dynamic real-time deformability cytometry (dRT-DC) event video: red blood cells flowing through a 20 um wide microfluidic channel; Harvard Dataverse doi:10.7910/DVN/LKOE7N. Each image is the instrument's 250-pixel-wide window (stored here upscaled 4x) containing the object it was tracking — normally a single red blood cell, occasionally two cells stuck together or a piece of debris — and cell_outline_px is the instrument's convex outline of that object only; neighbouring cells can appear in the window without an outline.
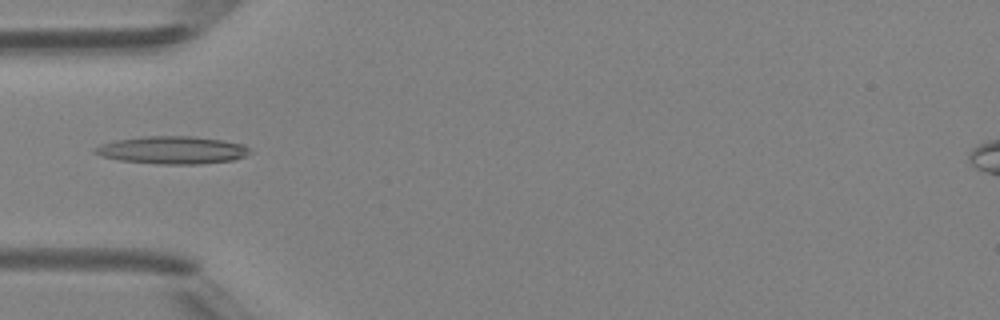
{"species": "Egyptian fruit bat (a non-hibernating species)", "species_latin": "Rousettus aegyptiacus", "temperature_condition": "room temperature", "stored_images_in_passage": 45, "camera_frame_rate_fps": 3000, "um_per_image_px": 0.085, "animal": {"sex": "female"}, "frame": {"image": 1, "passage_image": 13, "time_ms": 4.0, "image_size_px": [1000, 320], "cell_outline_px": [[252, 152], [244, 156], [232, 160], [200, 164], [156, 164], [120, 160], [100, 156], [92, 152], [92, 148], [100, 144], [116, 140], [144, 136], [192, 136], [224, 140], [244, 144]], "centroid_in_image_um": [14.62, 12.75], "position_along_channel_um": 70.4, "area_um2": 25.14}}
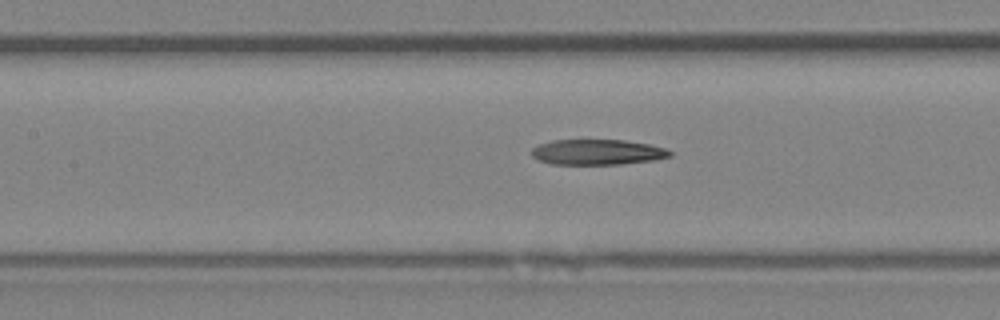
{"frame": {"image": 2, "passage_image": 19, "time_ms": 6.0, "image_size_px": [1000, 320], "cell_outline_px": [[672, 156], [656, 160], [620, 164], [552, 164], [540, 160], [532, 156], [532, 148], [540, 144], [552, 140], [624, 140], [648, 144], [668, 148], [672, 152]], "centroid_in_image_um": [50.83, 12.93], "position_along_channel_um": 156.6, "area_um2": 20.52}}
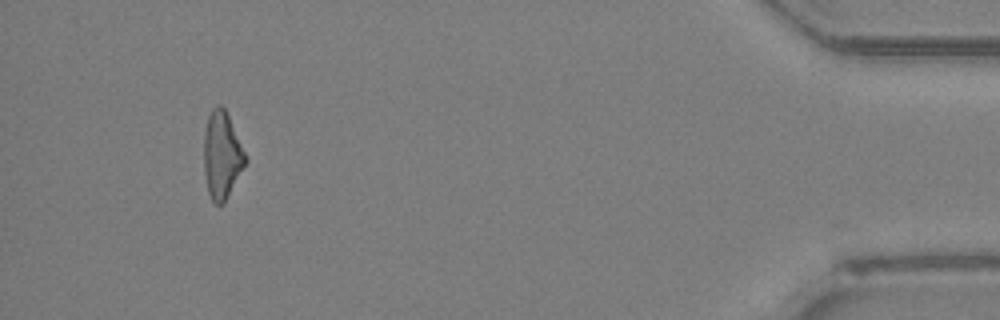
{"frame": {"image": 3, "passage_image": 42, "time_ms": 13.667, "image_size_px": [1000, 320], "cell_outline_px": [[248, 160], [224, 204], [216, 204], [212, 200], [208, 192], [204, 172], [204, 132], [208, 116], [212, 108], [216, 104], [220, 104], [224, 108], [228, 116]], "centroid_in_image_um": [18.85, 13.2], "position_along_channel_um": 416.4, "area_um2": 20.98}}